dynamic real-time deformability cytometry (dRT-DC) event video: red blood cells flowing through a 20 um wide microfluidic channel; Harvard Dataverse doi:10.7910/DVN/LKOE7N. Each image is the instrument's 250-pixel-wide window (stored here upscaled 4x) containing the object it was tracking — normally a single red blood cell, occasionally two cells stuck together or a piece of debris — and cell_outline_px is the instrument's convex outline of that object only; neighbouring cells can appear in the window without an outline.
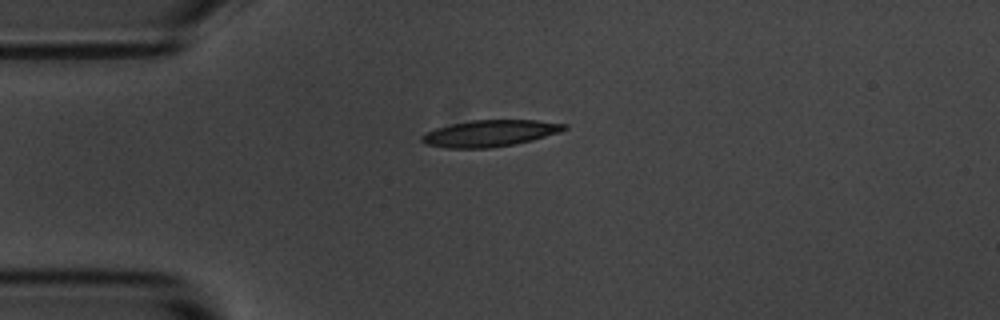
{"species": "common noctule bat (a hibernating species)", "species_latin": "Nyctalus noctula", "temperature_condition": "room temperature", "stored_images_in_passage": 3, "camera_frame_rate_fps": 3000, "um_per_image_px": 0.085, "animal": {"sex": "male", "body_mass_g": 20.1, "forearm_length_mm": 53.5}, "frame": {"image": 1, "passage_image": 1, "time_ms": 0.0, "image_size_px": [1000, 320], "cell_outline_px": [[568, 128], [560, 132], [532, 140], [512, 144], [488, 148], [448, 148], [424, 144], [420, 140], [420, 136], [436, 128], [452, 124], [472, 120], [536, 120], [568, 124]], "centroid_in_image_um": [41.65, 11.33], "position_along_channel_um": 43.4, "area_um2": 21.91}}
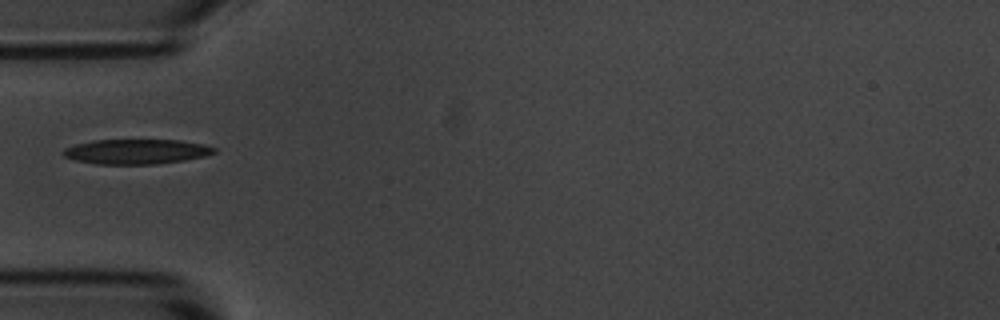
{"frame": {"image": 2, "passage_image": 2, "time_ms": 1.333, "image_size_px": [1000, 320], "cell_outline_px": [[216, 152], [204, 156], [184, 160], [156, 164], [96, 164], [76, 160], [64, 156], [60, 152], [64, 148], [76, 144], [92, 140], [180, 140], [200, 144], [216, 148]], "centroid_in_image_um": [11.54, 12.88], "position_along_channel_um": 73.5, "area_um2": 21.79}}